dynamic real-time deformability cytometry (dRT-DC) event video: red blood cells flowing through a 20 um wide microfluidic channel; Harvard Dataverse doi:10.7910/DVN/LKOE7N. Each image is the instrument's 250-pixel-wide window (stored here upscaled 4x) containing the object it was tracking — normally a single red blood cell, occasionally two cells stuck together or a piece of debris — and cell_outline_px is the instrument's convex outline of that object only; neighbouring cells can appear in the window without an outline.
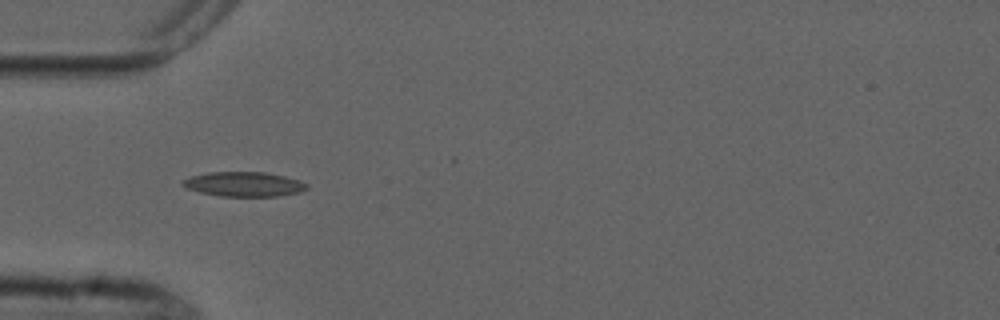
{"species": "common noctule bat (a hibernating species)", "species_latin": "Nyctalus noctula", "temperature_condition": "cold", "stored_images_in_passage": 6, "camera_frame_rate_fps": 3000, "um_per_image_px": 0.085, "animal": {"sex": "male", "forearm_length_mm": 52.5}, "frame": {"image": 1, "passage_image": 4, "time_ms": 3.333, "image_size_px": [1000, 320], "cell_outline_px": [[308, 188], [300, 192], [280, 196], [220, 196], [200, 192], [188, 188], [180, 184], [180, 180], [192, 176], [208, 172], [264, 172], [284, 176], [300, 180], [308, 184]], "centroid_in_image_um": [20.74, 15.65], "position_along_channel_um": 64.3, "area_um2": 17.86}}
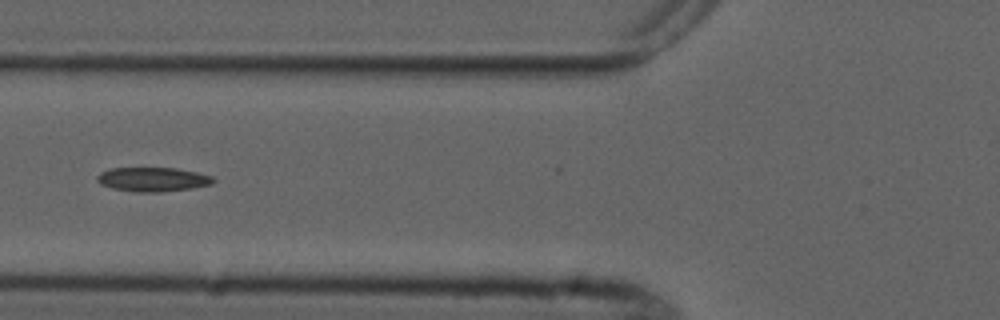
{"frame": {"image": 2, "passage_image": 5, "time_ms": 4.667, "image_size_px": [1000, 320], "cell_outline_px": [[216, 180], [212, 184], [192, 188], [160, 192], [140, 192], [112, 188], [100, 184], [96, 180], [96, 176], [100, 172], [108, 168], [176, 168], [196, 172], [212, 176]], "centroid_in_image_um": [12.97, 15.24], "position_along_channel_um": 112.8, "area_um2": 16.42}}
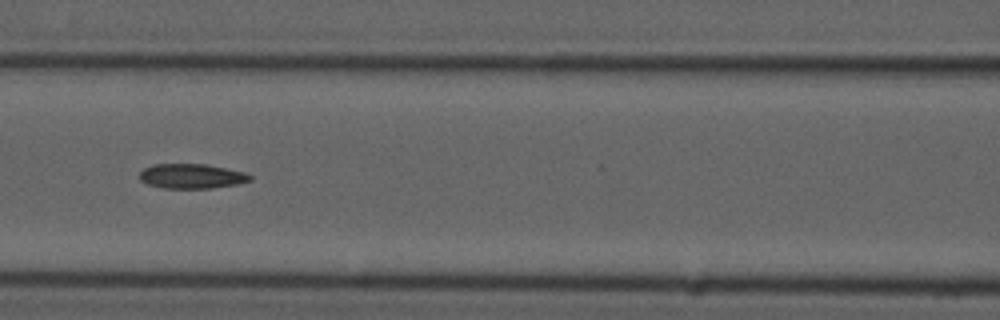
{"frame": {"image": 3, "passage_image": 6, "time_ms": 5.667, "image_size_px": [1000, 320], "cell_outline_px": [[252, 180], [240, 184], [212, 188], [164, 188], [148, 184], [140, 180], [140, 172], [144, 168], [152, 164], [208, 164], [244, 172], [252, 176]], "centroid_in_image_um": [16.32, 14.97], "position_along_channel_um": 150.3, "area_um2": 16.01}}